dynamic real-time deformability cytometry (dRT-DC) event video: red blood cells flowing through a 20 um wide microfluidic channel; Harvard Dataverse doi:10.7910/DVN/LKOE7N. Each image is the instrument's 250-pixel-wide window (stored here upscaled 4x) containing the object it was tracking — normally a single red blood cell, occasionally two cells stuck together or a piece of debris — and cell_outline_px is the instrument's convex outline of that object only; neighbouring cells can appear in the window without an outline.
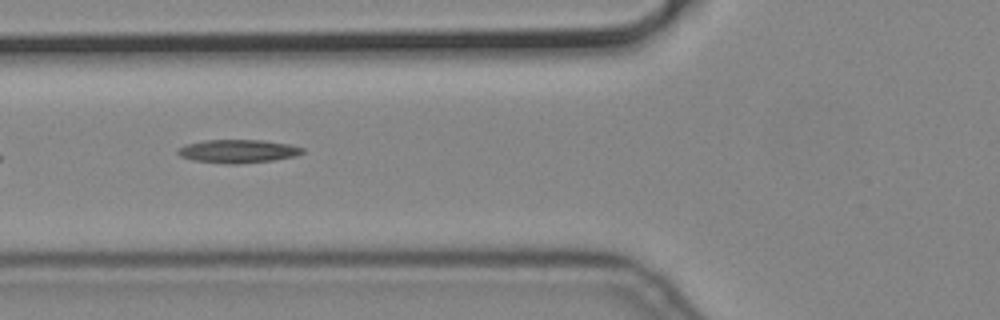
{"species": "common noctule bat (a hibernating species)", "species_latin": "Nyctalus noctula", "temperature_condition": "cold", "stored_images_in_passage": 8, "camera_frame_rate_fps": 3000, "um_per_image_px": 0.085, "animal": {"sex": "male", "body_mass_g": 19.2, "forearm_length_mm": 51.8}, "frame": {"image": 1, "passage_image": 4, "time_ms": 1.0, "image_size_px": [1000, 320], "cell_outline_px": [[304, 152], [296, 156], [272, 160], [236, 164], [228, 164], [192, 160], [180, 156], [176, 152], [176, 148], [184, 144], [204, 140], [264, 140], [288, 144], [304, 148]], "centroid_in_image_um": [20.17, 12.85], "position_along_channel_um": 105.6, "area_um2": 17.05}}
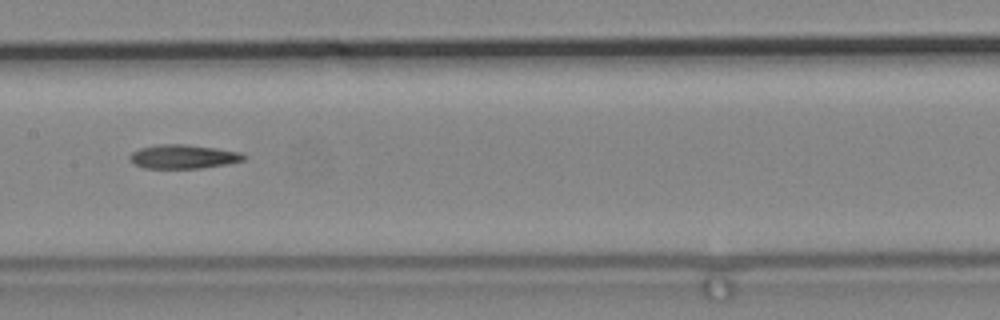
{"frame": {"image": 2, "passage_image": 6, "time_ms": 1.667, "image_size_px": [1000, 320], "cell_outline_px": [[248, 156], [244, 160], [228, 164], [200, 168], [144, 168], [136, 164], [128, 156], [132, 152], [140, 148], [156, 144], [188, 144], [216, 148], [240, 152]], "centroid_in_image_um": [15.61, 13.3], "position_along_channel_um": 191.8, "area_um2": 15.95}}
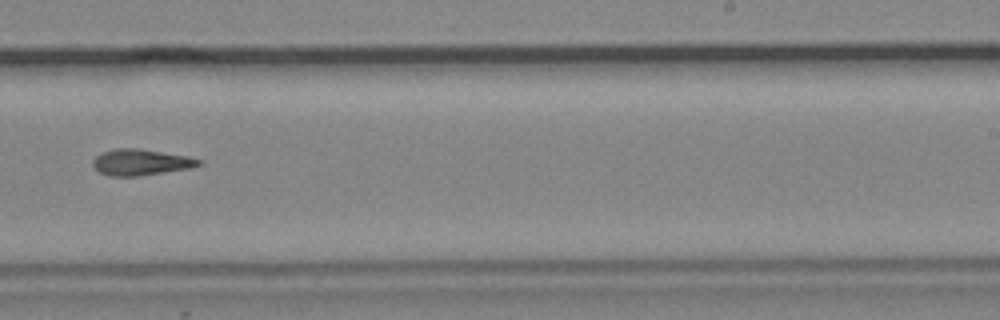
{"frame": {"image": 3, "passage_image": 8, "time_ms": 2.333, "image_size_px": [1000, 320], "cell_outline_px": [[204, 164], [192, 168], [136, 176], [108, 176], [100, 172], [92, 164], [92, 160], [100, 152], [116, 148], [140, 148], [188, 156], [204, 160]], "centroid_in_image_um": [12.01, 13.78], "position_along_channel_um": 277.0, "area_um2": 16.36}}